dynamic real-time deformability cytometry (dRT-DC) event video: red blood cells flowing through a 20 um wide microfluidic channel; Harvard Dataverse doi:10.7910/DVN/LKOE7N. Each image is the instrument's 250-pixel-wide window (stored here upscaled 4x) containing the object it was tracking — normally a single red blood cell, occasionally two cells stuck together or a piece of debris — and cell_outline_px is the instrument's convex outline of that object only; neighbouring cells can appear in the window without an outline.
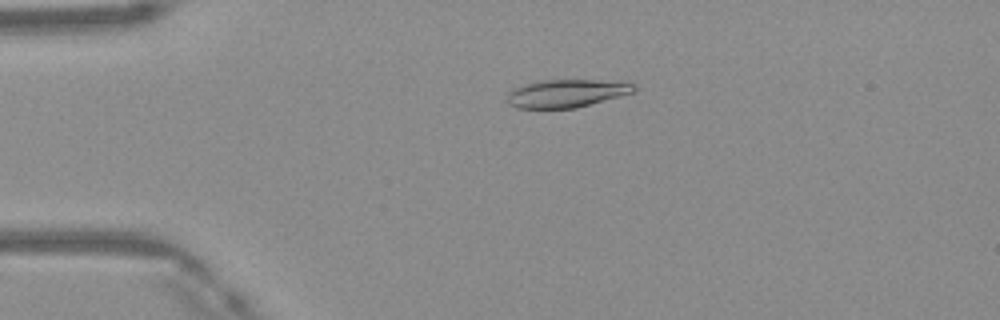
{"species": "Egyptian fruit bat (a non-hibernating species)", "species_latin": "Rousettus aegyptiacus", "temperature_condition": "warm", "stored_images_in_passage": 42, "camera_frame_rate_fps": 3000, "um_per_image_px": 0.085, "frame": {"image": 1, "passage_image": 5, "time_ms": 1.333, "image_size_px": [1000, 320], "cell_outline_px": [[636, 92], [576, 108], [516, 108], [508, 104], [508, 92], [524, 84], [540, 80], [620, 80], [636, 84]], "centroid_in_image_um": [48.23, 7.92], "position_along_channel_um": 36.8, "area_um2": 20.92}}
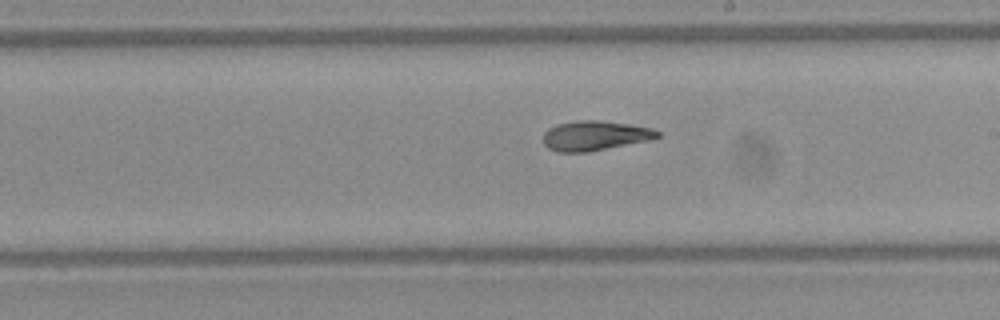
{"frame": {"image": 2, "passage_image": 22, "time_ms": 7.0, "image_size_px": [1000, 320], "cell_outline_px": [[660, 136], [648, 140], [588, 152], [556, 152], [548, 148], [544, 144], [544, 132], [548, 128], [556, 124], [576, 120], [600, 120], [628, 124], [652, 128], [660, 132]], "centroid_in_image_um": [50.53, 11.52], "position_along_channel_um": 238.5, "area_um2": 19.77}}
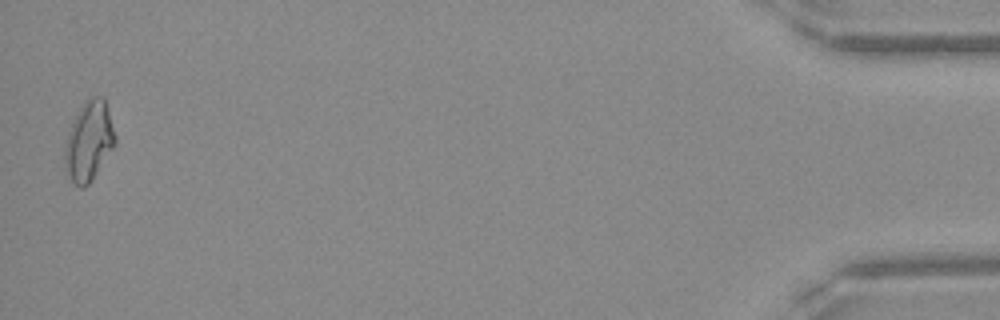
{"frame": {"image": 3, "passage_image": 42, "time_ms": 13.667, "image_size_px": [1000, 320], "cell_outline_px": [[116, 144], [92, 180], [84, 188], [80, 188], [68, 176], [64, 160], [64, 148], [68, 132], [80, 108], [92, 96], [104, 96], [116, 136]], "centroid_in_image_um": [7.57, 12.02], "position_along_channel_um": 427.6, "area_um2": 23.12}, "authors_computed_cell_mechanics": {"area_um2": 20.2011, "velocity_mm_per_s": 4.1908, "shape_relaxation_time_tau1_ms": null, "shape_relaxation_time_tau2_ms": 3.5341, "deformation_change_tau1": null, "deformation_change_tau2": 0.0955}}